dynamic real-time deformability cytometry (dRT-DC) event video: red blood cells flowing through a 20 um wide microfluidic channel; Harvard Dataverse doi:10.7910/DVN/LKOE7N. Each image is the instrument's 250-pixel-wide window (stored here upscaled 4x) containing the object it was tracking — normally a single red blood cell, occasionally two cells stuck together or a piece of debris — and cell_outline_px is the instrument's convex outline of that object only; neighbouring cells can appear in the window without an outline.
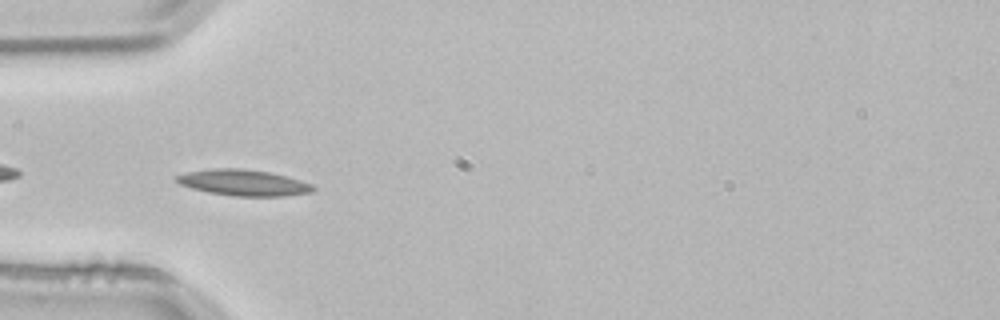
{"species": "common noctule bat (a hibernating species)", "species_latin": "Nyctalus noctula", "temperature_condition": "room temperature", "stored_images_in_passage": 4, "camera_frame_rate_fps": 3000, "um_per_image_px": 0.085, "animal": {"sex": "male", "body_mass_g": 21.5, "forearm_length_mm": 52.0}, "frame": {"image": 1, "passage_image": 4, "time_ms": 1.0, "image_size_px": [1000, 320], "cell_outline_px": [[316, 188], [312, 192], [284, 196], [232, 196], [208, 192], [192, 188], [180, 184], [176, 180], [176, 176], [188, 172], [212, 168], [244, 168], [268, 172], [300, 180], [312, 184]], "centroid_in_image_um": [20.71, 15.53], "position_along_channel_um": 64.3, "area_um2": 20.63}}